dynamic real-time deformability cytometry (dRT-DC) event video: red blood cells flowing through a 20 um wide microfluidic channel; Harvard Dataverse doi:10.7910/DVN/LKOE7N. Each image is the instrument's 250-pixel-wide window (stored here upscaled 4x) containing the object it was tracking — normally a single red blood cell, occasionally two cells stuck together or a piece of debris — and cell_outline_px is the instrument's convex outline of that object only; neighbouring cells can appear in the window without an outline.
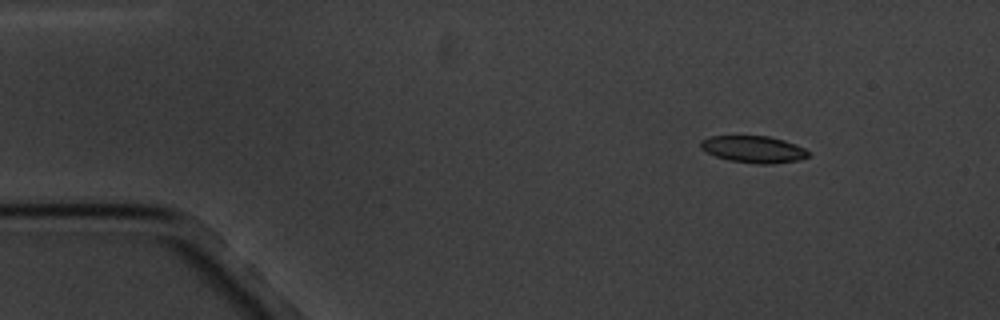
{"species": "common noctule bat (a hibernating species)", "species_latin": "Nyctalus noctula", "temperature_condition": "cold", "stored_images_in_passage": 4, "camera_frame_rate_fps": 3000, "um_per_image_px": 0.085, "animal": {"sex": "male", "body_mass_g": 20.1, "forearm_length_mm": 53.5}, "frame": {"image": 1, "passage_image": 2, "time_ms": 1.333, "image_size_px": [1000, 320], "cell_outline_px": [[808, 156], [800, 160], [772, 164], [756, 164], [728, 160], [716, 156], [700, 148], [700, 140], [712, 136], [768, 136], [784, 140], [796, 144], [804, 148], [808, 152]], "centroid_in_image_um": [64.05, 12.69], "position_along_channel_um": 20.9, "area_um2": 16.88}}
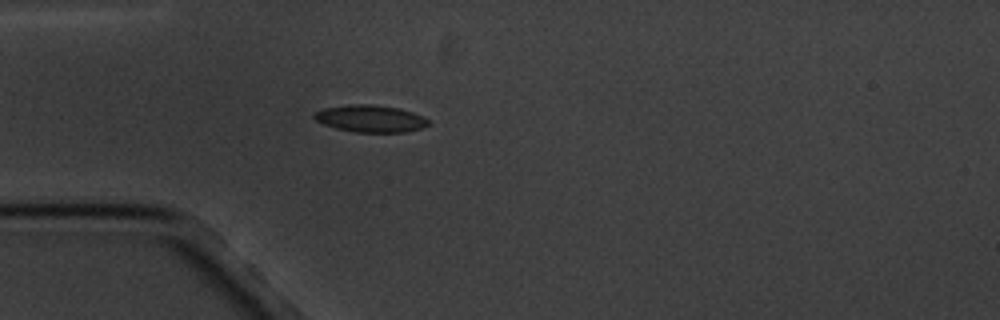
{"frame": {"image": 2, "passage_image": 4, "time_ms": 4.333, "image_size_px": [1000, 320], "cell_outline_px": [[432, 124], [424, 128], [404, 132], [356, 132], [336, 128], [324, 124], [316, 120], [312, 116], [312, 112], [324, 108], [348, 104], [372, 104], [400, 108], [424, 116]], "centroid_in_image_um": [31.51, 10.07], "position_along_channel_um": 53.5, "area_um2": 18.26}}